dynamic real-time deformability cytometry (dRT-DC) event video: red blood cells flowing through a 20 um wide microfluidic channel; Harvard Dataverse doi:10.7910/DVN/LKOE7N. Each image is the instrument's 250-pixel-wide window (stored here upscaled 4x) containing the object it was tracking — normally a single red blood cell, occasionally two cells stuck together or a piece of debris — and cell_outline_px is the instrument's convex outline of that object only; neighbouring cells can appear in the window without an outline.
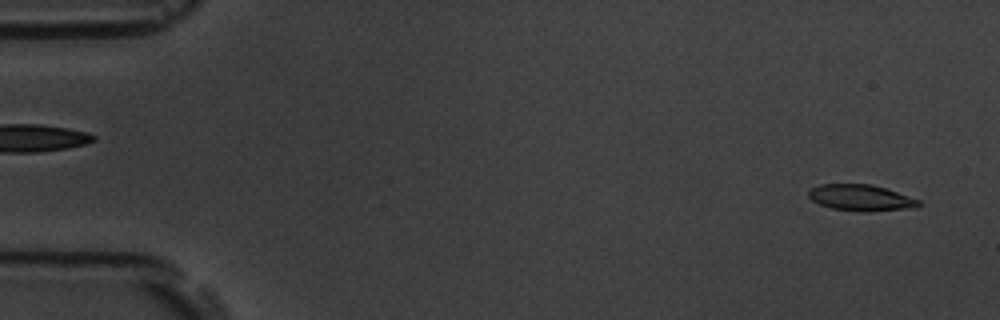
{"species": "common noctule bat (a hibernating species)", "species_latin": "Nyctalus noctula", "temperature_condition": "room temperature", "stored_images_in_passage": 6, "segment_of_instrument_passage": [2, 2], "camera_frame_rate_fps": 3000, "um_per_image_px": 0.085, "animal": {"sex": "male", "body_mass_g": 19.5, "forearm_length_mm": 54.6}, "frame": {"image": 1, "passage_image": 6, "time_ms": 5.667, "image_size_px": [1000, 320], "cell_outline_px": [[920, 204], [916, 208], [832, 208], [820, 204], [812, 200], [808, 196], [808, 192], [812, 188], [820, 184], [872, 184], [920, 200]], "centroid_in_image_um": [73.11, 16.74], "position_along_channel_um": 11.9, "area_um2": 15.49}}